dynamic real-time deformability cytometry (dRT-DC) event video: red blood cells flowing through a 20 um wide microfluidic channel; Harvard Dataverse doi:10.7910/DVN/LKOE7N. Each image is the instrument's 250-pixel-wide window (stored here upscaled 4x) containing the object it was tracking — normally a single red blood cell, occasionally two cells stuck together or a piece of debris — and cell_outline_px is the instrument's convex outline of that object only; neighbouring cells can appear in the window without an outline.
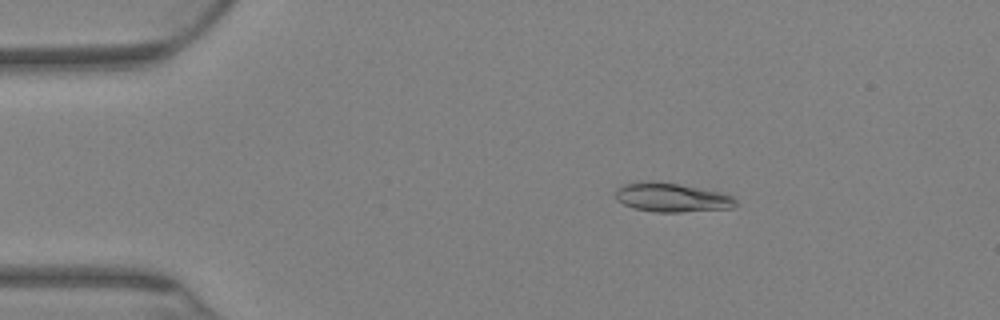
{"species": "Egyptian fruit bat (a non-hibernating species)", "species_latin": "Rousettus aegyptiacus", "temperature_condition": "warm", "stored_images_in_passage": 75, "camera_frame_rate_fps": 3000, "um_per_image_px": 0.085, "animal": {"sex": "female"}, "frame": {"image": 1, "passage_image": 14, "time_ms": 4.333, "image_size_px": [1000, 320], "cell_outline_px": [[740, 204], [732, 208], [680, 212], [652, 212], [632, 208], [616, 200], [616, 188], [624, 184], [640, 180], [648, 180], [680, 184], [724, 192], [732, 196]], "centroid_in_image_um": [57.11, 16.77], "position_along_channel_um": 27.9, "area_um2": 20.81}}
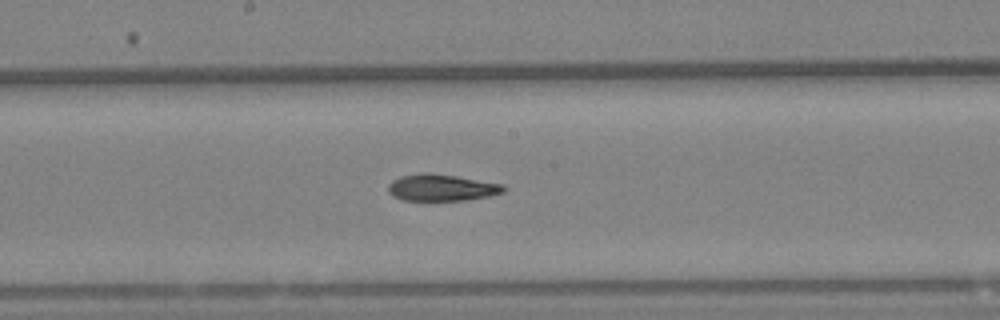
{"frame": {"image": 2, "passage_image": 41, "time_ms": 13.333, "image_size_px": [1000, 320], "cell_outline_px": [[508, 188], [504, 192], [488, 196], [464, 200], [404, 200], [392, 196], [388, 192], [388, 184], [392, 180], [400, 176], [424, 172], [428, 172], [456, 176], [504, 184]], "centroid_in_image_um": [37.53, 15.94], "position_along_channel_um": 210.7, "area_um2": 18.03}}
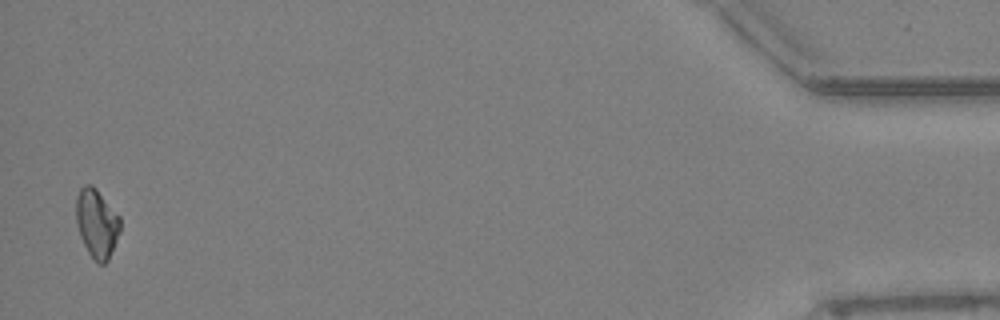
{"frame": {"image": 3, "passage_image": 74, "time_ms": 24.333, "image_size_px": [1000, 320], "cell_outline_px": [[120, 232], [108, 260], [104, 264], [96, 264], [88, 252], [80, 236], [76, 220], [76, 196], [80, 188], [84, 184], [92, 184], [96, 188], [120, 216]], "centroid_in_image_um": [8.22, 18.98], "position_along_channel_um": 427.0, "area_um2": 17.8}}